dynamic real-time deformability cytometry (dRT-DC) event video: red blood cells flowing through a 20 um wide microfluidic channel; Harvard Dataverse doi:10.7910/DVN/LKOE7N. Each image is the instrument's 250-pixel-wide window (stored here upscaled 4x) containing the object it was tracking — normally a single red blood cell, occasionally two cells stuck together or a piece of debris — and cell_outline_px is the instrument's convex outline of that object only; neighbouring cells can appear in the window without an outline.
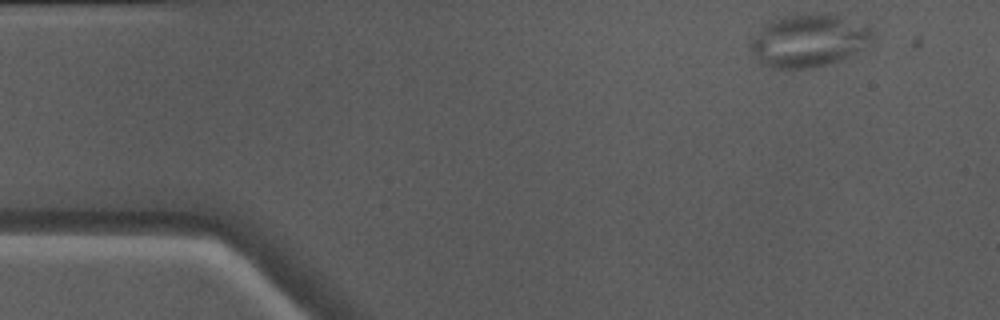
{"species": "Egyptian fruit bat (a non-hibernating species)", "species_latin": "Rousettus aegyptiacus", "temperature_condition": "warm", "stored_images_in_passage": 46, "camera_frame_rate_fps": 3000, "um_per_image_px": 0.085, "animal": {"sex": "male"}, "frame": {"image": 1, "passage_image": 1, "time_ms": 0.0, "image_size_px": [1000, 320], "cell_outline_px": [[876, 32], [872, 40], [864, 48], [840, 60], [808, 68], [768, 68], [760, 64], [752, 52], [748, 44], [772, 20], [784, 16], [828, 12], [872, 28]], "centroid_in_image_um": [68.77, 3.45], "position_along_channel_um": 16.2, "area_um2": 37.17}}
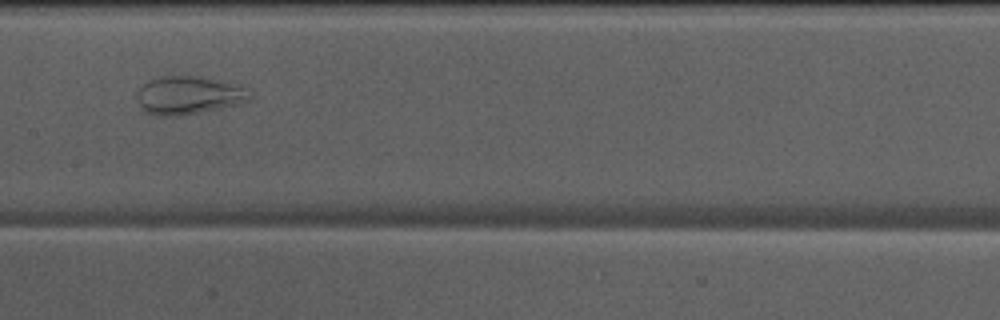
{"frame": {"image": 2, "passage_image": 21, "time_ms": 6.667, "image_size_px": [1000, 320], "cell_outline_px": [[252, 96], [248, 100], [236, 104], [200, 112], [176, 116], [160, 116], [144, 112], [140, 108], [136, 100], [136, 92], [152, 76], [196, 76], [240, 84]], "centroid_in_image_um": [15.95, 8.09], "position_along_channel_um": 191.4, "area_um2": 25.2}}
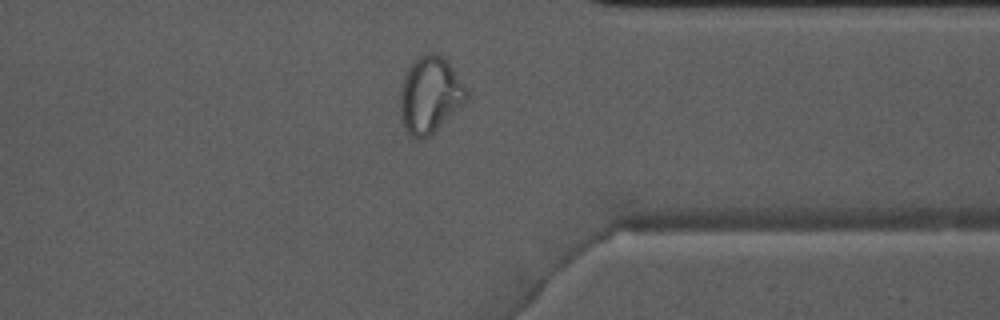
{"frame": {"image": 3, "passage_image": 35, "time_ms": 11.333, "image_size_px": [1000, 320], "cell_outline_px": [[468, 100], [464, 104], [424, 140], [416, 140], [404, 128], [400, 112], [400, 84], [412, 60], [416, 56], [428, 52], [436, 52], [452, 68], [468, 88]], "centroid_in_image_um": [36.53, 8.06], "position_along_channel_um": 374.9, "area_um2": 29.82}}